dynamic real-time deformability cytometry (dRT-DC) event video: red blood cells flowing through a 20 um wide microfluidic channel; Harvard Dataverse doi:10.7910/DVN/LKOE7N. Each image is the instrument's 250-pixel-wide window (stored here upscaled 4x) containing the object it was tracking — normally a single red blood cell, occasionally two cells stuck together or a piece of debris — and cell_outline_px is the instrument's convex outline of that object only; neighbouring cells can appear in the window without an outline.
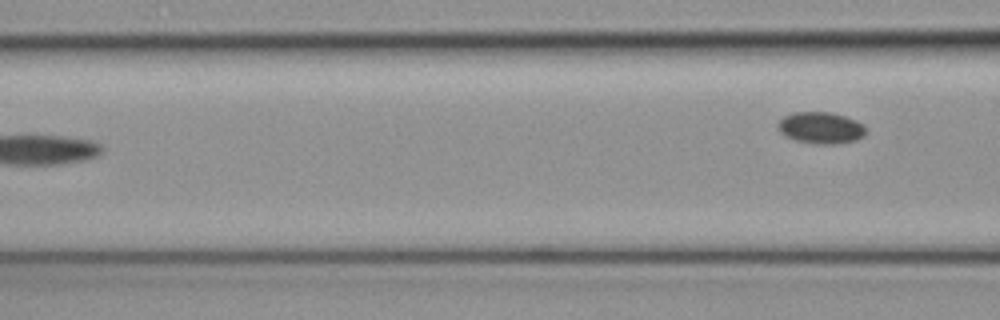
{"species": "common noctule bat (a hibernating species)", "species_latin": "Nyctalus noctula", "temperature_condition": "cold", "stored_images_in_passage": 5, "camera_frame_rate_fps": 3000, "um_per_image_px": 0.085, "animal": {"sex": "female", "body_mass_g": 19.3, "forearm_length_mm": 54.1}, "frame": {"image": 1, "passage_image": 5, "time_ms": 1.333, "image_size_px": [1000, 320], "cell_outline_px": [[868, 128], [864, 136], [856, 140], [836, 144], [816, 144], [796, 140], [784, 136], [776, 128], [776, 124], [784, 116], [792, 112], [832, 112], [856, 120], [864, 124]], "centroid_in_image_um": [69.77, 10.86], "position_along_channel_um": 96.8, "area_um2": 16.53}}